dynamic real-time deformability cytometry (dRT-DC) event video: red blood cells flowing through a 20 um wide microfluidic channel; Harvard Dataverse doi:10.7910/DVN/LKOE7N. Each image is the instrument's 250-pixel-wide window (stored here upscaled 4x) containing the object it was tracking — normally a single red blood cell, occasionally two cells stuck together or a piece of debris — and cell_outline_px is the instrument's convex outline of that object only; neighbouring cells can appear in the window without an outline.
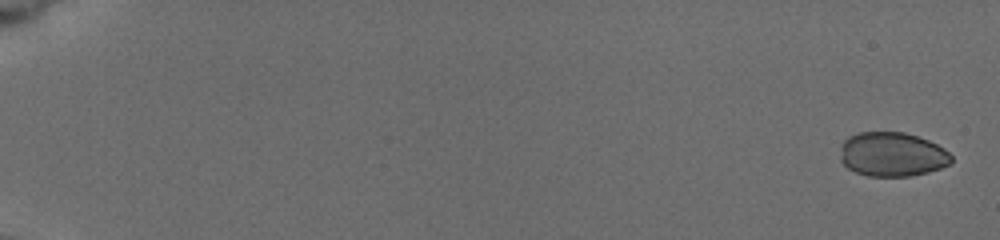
{"species": "common noctule bat (a hibernating species)", "species_latin": "Nyctalus noctula", "temperature_condition": "cold", "stored_images_in_passage": 11, "camera_frame_rate_fps": 3000, "um_per_image_px": 0.085, "animal": {"sex": "female", "body_mass_g": 19.5, "forearm_length_mm": 54.1}, "frame": {"image": 1, "passage_image": 1, "time_ms": 0.0, "image_size_px": [1000, 240], "cell_outline_px": [[952, 164], [928, 172], [908, 176], [868, 176], [856, 172], [848, 168], [840, 160], [840, 144], [848, 136], [856, 132], [904, 132], [928, 140], [944, 148], [952, 156]], "centroid_in_image_um": [75.82, 13.11], "position_along_channel_um": 9.2, "area_um2": 28.9}}
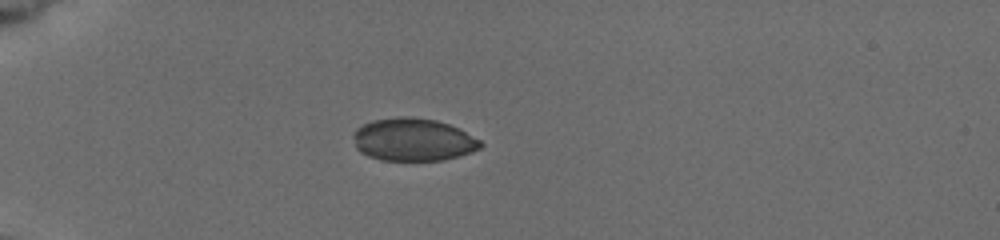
{"frame": {"image": 2, "passage_image": 7, "time_ms": 5.333, "image_size_px": [1000, 240], "cell_outline_px": [[484, 144], [480, 148], [472, 152], [440, 160], [380, 160], [368, 156], [360, 152], [356, 148], [352, 136], [352, 132], [356, 128], [372, 120], [400, 116], [404, 116], [436, 120], [448, 124], [480, 140]], "centroid_in_image_um": [35.06, 11.87], "position_along_channel_um": 49.9, "area_um2": 31.56}}
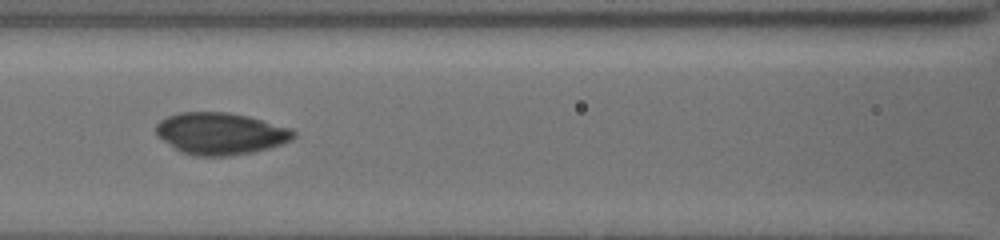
{"frame": {"image": 3, "passage_image": 10, "time_ms": 8.667, "image_size_px": [1000, 240], "cell_outline_px": [[296, 136], [280, 144], [268, 148], [252, 152], [228, 156], [196, 156], [180, 152], [168, 144], [156, 132], [156, 124], [160, 120], [168, 116], [180, 112], [228, 112], [248, 116], [288, 128], [296, 132]], "centroid_in_image_um": [18.71, 11.35], "position_along_channel_um": 147.9, "area_um2": 33.23}}